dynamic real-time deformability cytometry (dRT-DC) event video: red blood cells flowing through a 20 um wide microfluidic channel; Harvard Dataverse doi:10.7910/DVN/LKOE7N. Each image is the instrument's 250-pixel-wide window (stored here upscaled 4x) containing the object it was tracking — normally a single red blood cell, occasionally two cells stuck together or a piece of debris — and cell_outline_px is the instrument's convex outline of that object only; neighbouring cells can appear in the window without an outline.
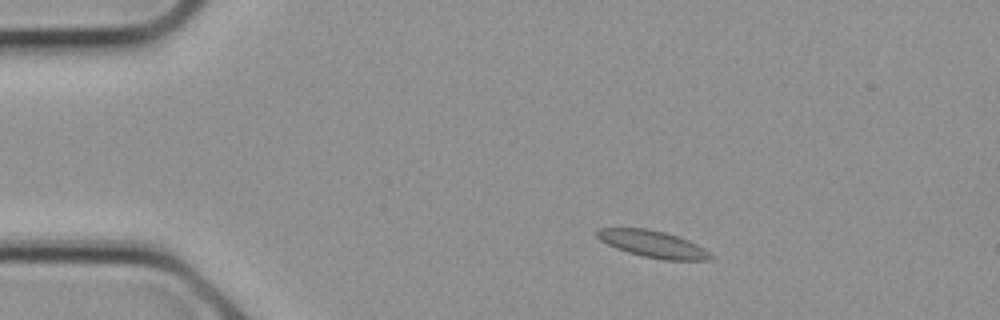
{"species": "common noctule bat (a hibernating species)", "species_latin": "Nyctalus noctula", "temperature_condition": "cold", "stored_images_in_passage": 7, "camera_frame_rate_fps": 3000, "um_per_image_px": 0.085, "animal": {"sex": "female", "body_mass_g": 21.9}, "frame": {"image": 1, "passage_image": 3, "time_ms": 0.667, "image_size_px": [1000, 320], "cell_outline_px": [[716, 256], [712, 260], [664, 260], [644, 256], [628, 252], [616, 248], [600, 240], [596, 236], [596, 232], [600, 228], [648, 228], [664, 232], [688, 240], [704, 248]], "centroid_in_image_um": [55.54, 20.75], "position_along_channel_um": 29.5, "area_um2": 17.74}}